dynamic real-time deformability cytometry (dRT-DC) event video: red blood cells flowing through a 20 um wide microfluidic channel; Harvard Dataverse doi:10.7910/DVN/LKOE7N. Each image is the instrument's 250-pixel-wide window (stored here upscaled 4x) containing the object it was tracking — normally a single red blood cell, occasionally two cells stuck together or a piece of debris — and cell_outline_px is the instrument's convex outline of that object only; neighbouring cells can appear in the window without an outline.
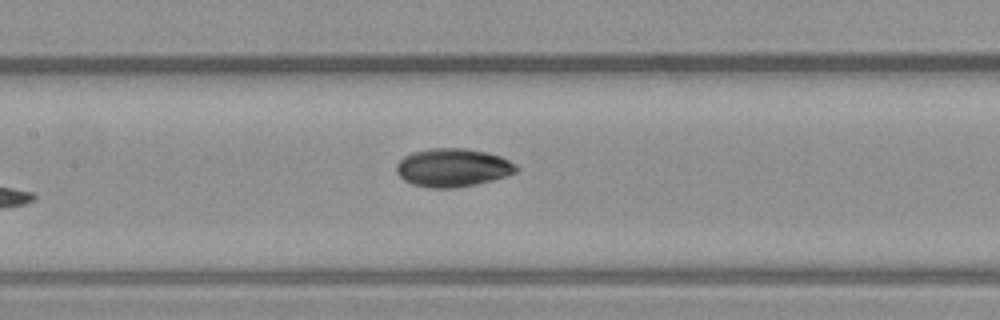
{"species": "common noctule bat (a hibernating species)", "species_latin": "Nyctalus noctula", "temperature_condition": "warm", "stored_images_in_passage": 8, "camera_frame_rate_fps": 3000, "um_per_image_px": 0.085, "animal": {"sex": "male", "body_mass_g": 23.1, "forearm_length_mm": 52.7}, "frame": {"image": 1, "passage_image": 8, "time_ms": 2.333, "image_size_px": [1000, 320], "cell_outline_px": [[520, 168], [516, 172], [492, 180], [476, 184], [456, 188], [428, 188], [412, 184], [404, 180], [396, 172], [396, 164], [404, 156], [412, 152], [428, 148], [464, 148], [484, 152], [500, 156], [516, 164]], "centroid_in_image_um": [38.46, 14.25], "position_along_channel_um": 168.9, "area_um2": 26.82}}